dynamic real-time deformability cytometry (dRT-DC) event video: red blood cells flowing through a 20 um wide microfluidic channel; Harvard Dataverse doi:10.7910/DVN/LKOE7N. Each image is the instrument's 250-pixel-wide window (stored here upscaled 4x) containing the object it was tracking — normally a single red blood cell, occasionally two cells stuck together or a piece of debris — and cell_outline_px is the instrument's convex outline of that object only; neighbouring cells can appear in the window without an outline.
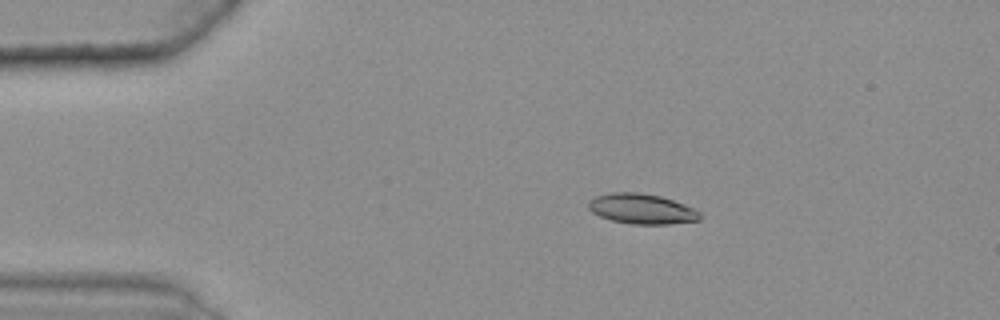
{"species": "common noctule bat (a hibernating species)", "species_latin": "Nyctalus noctula", "temperature_condition": "warm", "stored_images_in_passage": 48, "camera_frame_rate_fps": 3000, "um_per_image_px": 0.085, "animal": {"sex": "female", "body_mass_g": 25.1}, "frame": {"image": 1, "passage_image": 11, "time_ms": 3.333, "image_size_px": [1000, 320], "cell_outline_px": [[700, 220], [668, 224], [632, 224], [612, 220], [600, 216], [592, 212], [588, 208], [588, 200], [596, 196], [612, 192], [636, 192], [660, 196], [672, 200], [692, 208], [700, 212]], "centroid_in_image_um": [54.51, 17.75], "position_along_channel_um": 30.5, "area_um2": 19.42}}
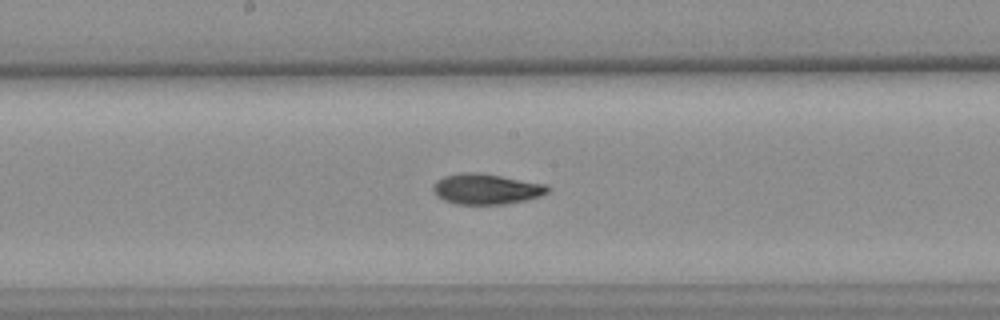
{"frame": {"image": 2, "passage_image": 30, "time_ms": 9.667, "image_size_px": [1000, 320], "cell_outline_px": [[552, 188], [548, 192], [540, 196], [524, 200], [504, 204], [456, 204], [444, 200], [436, 196], [432, 188], [436, 180], [444, 176], [460, 172], [476, 172], [500, 176], [544, 184]], "centroid_in_image_um": [41.29, 16.06], "position_along_channel_um": 206.9, "area_um2": 20.29}}
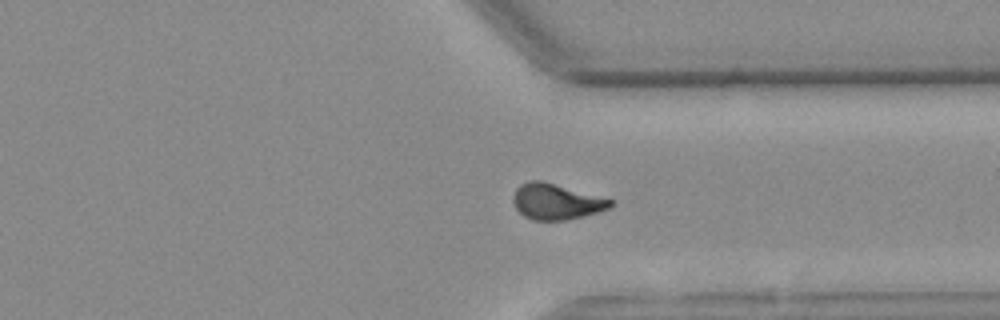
{"frame": {"image": 3, "passage_image": 43, "time_ms": 14.0, "image_size_px": [1000, 320], "cell_outline_px": [[616, 200], [608, 208], [584, 216], [564, 220], [532, 220], [524, 216], [516, 208], [512, 200], [512, 196], [516, 188], [520, 184], [528, 180], [540, 180]], "centroid_in_image_um": [47.25, 17.13], "position_along_channel_um": 364.1, "area_um2": 20.29}, "authors_computed_cell_mechanics": {"area_um2": 19.941, "velocity_mm_per_s": 3.6231, "shape_relaxation_time_tau1_ms": 10.452, "shape_relaxation_time_tau2_ms": 4.3963, "deformation_change_tau1": 0.2321, "deformation_change_tau2": 0.1002}}